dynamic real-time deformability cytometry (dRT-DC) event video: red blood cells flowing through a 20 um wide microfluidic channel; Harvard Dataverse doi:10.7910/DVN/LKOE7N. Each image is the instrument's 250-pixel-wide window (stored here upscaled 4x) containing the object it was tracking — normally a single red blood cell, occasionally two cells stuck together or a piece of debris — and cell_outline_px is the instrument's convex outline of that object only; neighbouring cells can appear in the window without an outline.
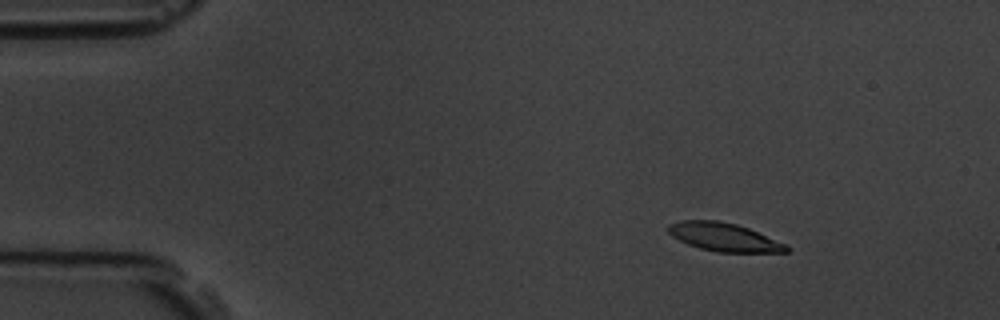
{"species": "common noctule bat (a hibernating species)", "species_latin": "Nyctalus noctula", "temperature_condition": "room temperature", "stored_images_in_passage": 7, "camera_frame_rate_fps": 3000, "um_per_image_px": 0.085, "animal": {"sex": "male", "body_mass_g": 19.5, "forearm_length_mm": 54.6}, "frame": {"image": 1, "passage_image": 3, "time_ms": 2.333, "image_size_px": [1000, 320], "cell_outline_px": [[792, 248], [788, 252], [716, 252], [700, 248], [688, 244], [672, 236], [668, 232], [668, 224], [680, 220], [716, 220], [736, 224], [748, 228], [788, 244]], "centroid_in_image_um": [61.58, 20.15], "position_along_channel_um": 23.4, "area_um2": 19.59}}
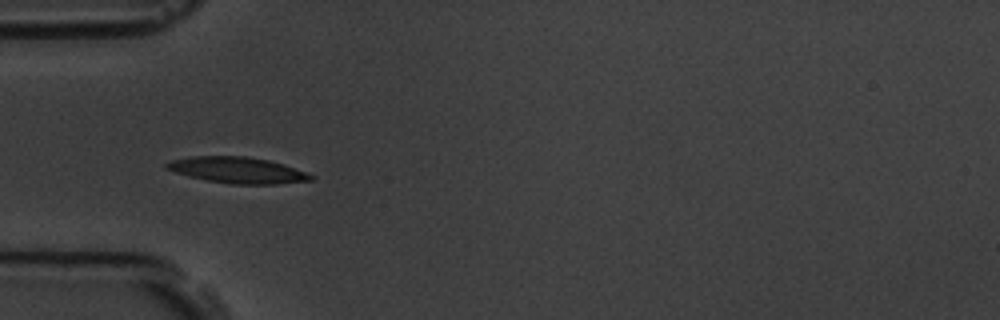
{"frame": {"image": 2, "passage_image": 6, "time_ms": 5.667, "image_size_px": [1000, 320], "cell_outline_px": [[316, 176], [312, 180], [276, 184], [232, 184], [208, 180], [188, 176], [164, 168], [164, 164], [172, 160], [192, 156], [244, 156], [268, 160], [284, 164]], "centroid_in_image_um": [20.19, 14.46], "position_along_channel_um": 64.8, "area_um2": 21.85}}
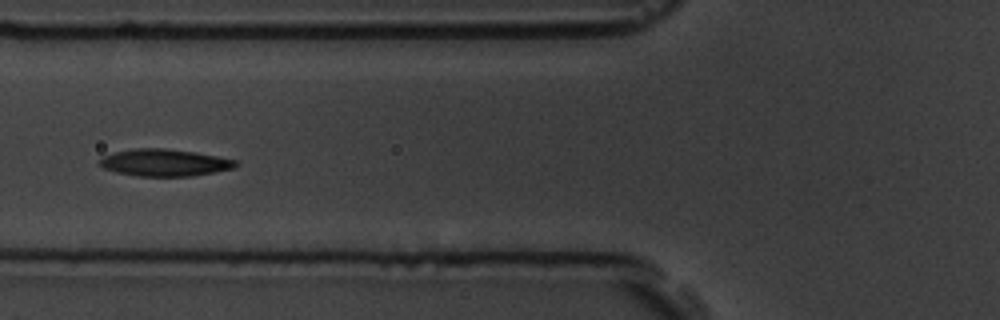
{"frame": {"image": 3, "passage_image": 7, "time_ms": 7.0, "image_size_px": [1000, 320], "cell_outline_px": [[240, 164], [236, 168], [192, 176], [136, 176], [116, 172], [104, 168], [96, 164], [96, 160], [104, 156], [116, 152], [136, 148], [164, 148], [192, 152], [216, 156], [236, 160]], "centroid_in_image_um": [13.96, 13.83], "position_along_channel_um": 111.8, "area_um2": 21.5}}